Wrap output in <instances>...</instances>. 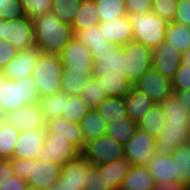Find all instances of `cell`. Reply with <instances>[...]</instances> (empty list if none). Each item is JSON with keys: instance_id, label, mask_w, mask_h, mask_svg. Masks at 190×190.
Segmentation results:
<instances>
[{"instance_id": "cell-13", "label": "cell", "mask_w": 190, "mask_h": 190, "mask_svg": "<svg viewBox=\"0 0 190 190\" xmlns=\"http://www.w3.org/2000/svg\"><path fill=\"white\" fill-rule=\"evenodd\" d=\"M133 87L146 94L155 104H161L173 93L171 80L153 67H151Z\"/></svg>"}, {"instance_id": "cell-26", "label": "cell", "mask_w": 190, "mask_h": 190, "mask_svg": "<svg viewBox=\"0 0 190 190\" xmlns=\"http://www.w3.org/2000/svg\"><path fill=\"white\" fill-rule=\"evenodd\" d=\"M63 73L61 79V92L69 96H80V93L94 77L93 69H86V72Z\"/></svg>"}, {"instance_id": "cell-47", "label": "cell", "mask_w": 190, "mask_h": 190, "mask_svg": "<svg viewBox=\"0 0 190 190\" xmlns=\"http://www.w3.org/2000/svg\"><path fill=\"white\" fill-rule=\"evenodd\" d=\"M172 90L190 89V67L182 65L171 79Z\"/></svg>"}, {"instance_id": "cell-55", "label": "cell", "mask_w": 190, "mask_h": 190, "mask_svg": "<svg viewBox=\"0 0 190 190\" xmlns=\"http://www.w3.org/2000/svg\"><path fill=\"white\" fill-rule=\"evenodd\" d=\"M181 64L190 67V47L182 53Z\"/></svg>"}, {"instance_id": "cell-23", "label": "cell", "mask_w": 190, "mask_h": 190, "mask_svg": "<svg viewBox=\"0 0 190 190\" xmlns=\"http://www.w3.org/2000/svg\"><path fill=\"white\" fill-rule=\"evenodd\" d=\"M155 184L147 166L132 165L119 190H152Z\"/></svg>"}, {"instance_id": "cell-6", "label": "cell", "mask_w": 190, "mask_h": 190, "mask_svg": "<svg viewBox=\"0 0 190 190\" xmlns=\"http://www.w3.org/2000/svg\"><path fill=\"white\" fill-rule=\"evenodd\" d=\"M0 39L10 42L18 51L36 47L33 19H0Z\"/></svg>"}, {"instance_id": "cell-43", "label": "cell", "mask_w": 190, "mask_h": 190, "mask_svg": "<svg viewBox=\"0 0 190 190\" xmlns=\"http://www.w3.org/2000/svg\"><path fill=\"white\" fill-rule=\"evenodd\" d=\"M23 6L25 15L35 18L52 11V0H19Z\"/></svg>"}, {"instance_id": "cell-57", "label": "cell", "mask_w": 190, "mask_h": 190, "mask_svg": "<svg viewBox=\"0 0 190 190\" xmlns=\"http://www.w3.org/2000/svg\"><path fill=\"white\" fill-rule=\"evenodd\" d=\"M26 190H41V189L28 185Z\"/></svg>"}, {"instance_id": "cell-10", "label": "cell", "mask_w": 190, "mask_h": 190, "mask_svg": "<svg viewBox=\"0 0 190 190\" xmlns=\"http://www.w3.org/2000/svg\"><path fill=\"white\" fill-rule=\"evenodd\" d=\"M93 167L82 155L61 166V173L56 184L47 190H85L86 173Z\"/></svg>"}, {"instance_id": "cell-38", "label": "cell", "mask_w": 190, "mask_h": 190, "mask_svg": "<svg viewBox=\"0 0 190 190\" xmlns=\"http://www.w3.org/2000/svg\"><path fill=\"white\" fill-rule=\"evenodd\" d=\"M43 111L45 121L62 117L65 107V93L58 92L49 96L41 97L38 102Z\"/></svg>"}, {"instance_id": "cell-16", "label": "cell", "mask_w": 190, "mask_h": 190, "mask_svg": "<svg viewBox=\"0 0 190 190\" xmlns=\"http://www.w3.org/2000/svg\"><path fill=\"white\" fill-rule=\"evenodd\" d=\"M182 52L163 41L152 51V67L171 80L181 66Z\"/></svg>"}, {"instance_id": "cell-58", "label": "cell", "mask_w": 190, "mask_h": 190, "mask_svg": "<svg viewBox=\"0 0 190 190\" xmlns=\"http://www.w3.org/2000/svg\"><path fill=\"white\" fill-rule=\"evenodd\" d=\"M188 142L190 143V120L188 122Z\"/></svg>"}, {"instance_id": "cell-48", "label": "cell", "mask_w": 190, "mask_h": 190, "mask_svg": "<svg viewBox=\"0 0 190 190\" xmlns=\"http://www.w3.org/2000/svg\"><path fill=\"white\" fill-rule=\"evenodd\" d=\"M173 22L190 27V0H178Z\"/></svg>"}, {"instance_id": "cell-53", "label": "cell", "mask_w": 190, "mask_h": 190, "mask_svg": "<svg viewBox=\"0 0 190 190\" xmlns=\"http://www.w3.org/2000/svg\"><path fill=\"white\" fill-rule=\"evenodd\" d=\"M152 190H189V186L181 181L172 183H156Z\"/></svg>"}, {"instance_id": "cell-2", "label": "cell", "mask_w": 190, "mask_h": 190, "mask_svg": "<svg viewBox=\"0 0 190 190\" xmlns=\"http://www.w3.org/2000/svg\"><path fill=\"white\" fill-rule=\"evenodd\" d=\"M40 94L31 76L17 80H1L0 112L20 109L27 104H38Z\"/></svg>"}, {"instance_id": "cell-17", "label": "cell", "mask_w": 190, "mask_h": 190, "mask_svg": "<svg viewBox=\"0 0 190 190\" xmlns=\"http://www.w3.org/2000/svg\"><path fill=\"white\" fill-rule=\"evenodd\" d=\"M188 142V123L166 124L156 136V153L172 154L181 145Z\"/></svg>"}, {"instance_id": "cell-27", "label": "cell", "mask_w": 190, "mask_h": 190, "mask_svg": "<svg viewBox=\"0 0 190 190\" xmlns=\"http://www.w3.org/2000/svg\"><path fill=\"white\" fill-rule=\"evenodd\" d=\"M84 143L103 137L106 134L107 123L97 112L91 108L80 122Z\"/></svg>"}, {"instance_id": "cell-37", "label": "cell", "mask_w": 190, "mask_h": 190, "mask_svg": "<svg viewBox=\"0 0 190 190\" xmlns=\"http://www.w3.org/2000/svg\"><path fill=\"white\" fill-rule=\"evenodd\" d=\"M100 22L117 20L126 15L124 0H95Z\"/></svg>"}, {"instance_id": "cell-29", "label": "cell", "mask_w": 190, "mask_h": 190, "mask_svg": "<svg viewBox=\"0 0 190 190\" xmlns=\"http://www.w3.org/2000/svg\"><path fill=\"white\" fill-rule=\"evenodd\" d=\"M95 109L107 124L128 116L125 97H106Z\"/></svg>"}, {"instance_id": "cell-15", "label": "cell", "mask_w": 190, "mask_h": 190, "mask_svg": "<svg viewBox=\"0 0 190 190\" xmlns=\"http://www.w3.org/2000/svg\"><path fill=\"white\" fill-rule=\"evenodd\" d=\"M3 119L19 132L46 129V121L39 104H27L20 109L9 111L3 115Z\"/></svg>"}, {"instance_id": "cell-28", "label": "cell", "mask_w": 190, "mask_h": 190, "mask_svg": "<svg viewBox=\"0 0 190 190\" xmlns=\"http://www.w3.org/2000/svg\"><path fill=\"white\" fill-rule=\"evenodd\" d=\"M100 23L95 0H82L71 24L74 34Z\"/></svg>"}, {"instance_id": "cell-32", "label": "cell", "mask_w": 190, "mask_h": 190, "mask_svg": "<svg viewBox=\"0 0 190 190\" xmlns=\"http://www.w3.org/2000/svg\"><path fill=\"white\" fill-rule=\"evenodd\" d=\"M166 125L164 111L160 104L154 106L146 113L143 119L137 122V129L147 132L156 138Z\"/></svg>"}, {"instance_id": "cell-49", "label": "cell", "mask_w": 190, "mask_h": 190, "mask_svg": "<svg viewBox=\"0 0 190 190\" xmlns=\"http://www.w3.org/2000/svg\"><path fill=\"white\" fill-rule=\"evenodd\" d=\"M126 15L135 13H147L152 10L153 0H124Z\"/></svg>"}, {"instance_id": "cell-40", "label": "cell", "mask_w": 190, "mask_h": 190, "mask_svg": "<svg viewBox=\"0 0 190 190\" xmlns=\"http://www.w3.org/2000/svg\"><path fill=\"white\" fill-rule=\"evenodd\" d=\"M171 155L177 167V181L187 184L190 177V143L181 145Z\"/></svg>"}, {"instance_id": "cell-25", "label": "cell", "mask_w": 190, "mask_h": 190, "mask_svg": "<svg viewBox=\"0 0 190 190\" xmlns=\"http://www.w3.org/2000/svg\"><path fill=\"white\" fill-rule=\"evenodd\" d=\"M96 167L99 169L101 175L104 176L107 183H110V187L114 190H119L123 179L131 169L132 164L128 159L123 158L121 160Z\"/></svg>"}, {"instance_id": "cell-30", "label": "cell", "mask_w": 190, "mask_h": 190, "mask_svg": "<svg viewBox=\"0 0 190 190\" xmlns=\"http://www.w3.org/2000/svg\"><path fill=\"white\" fill-rule=\"evenodd\" d=\"M136 130L137 123L127 116L108 123L105 135L125 145L133 137Z\"/></svg>"}, {"instance_id": "cell-18", "label": "cell", "mask_w": 190, "mask_h": 190, "mask_svg": "<svg viewBox=\"0 0 190 190\" xmlns=\"http://www.w3.org/2000/svg\"><path fill=\"white\" fill-rule=\"evenodd\" d=\"M40 53L41 51L37 47L18 51L16 57L3 68L2 72L9 80L31 76Z\"/></svg>"}, {"instance_id": "cell-54", "label": "cell", "mask_w": 190, "mask_h": 190, "mask_svg": "<svg viewBox=\"0 0 190 190\" xmlns=\"http://www.w3.org/2000/svg\"><path fill=\"white\" fill-rule=\"evenodd\" d=\"M177 99L182 103L185 109L190 113V89L188 90H173Z\"/></svg>"}, {"instance_id": "cell-36", "label": "cell", "mask_w": 190, "mask_h": 190, "mask_svg": "<svg viewBox=\"0 0 190 190\" xmlns=\"http://www.w3.org/2000/svg\"><path fill=\"white\" fill-rule=\"evenodd\" d=\"M18 137L19 131L3 119L0 125V159H13Z\"/></svg>"}, {"instance_id": "cell-44", "label": "cell", "mask_w": 190, "mask_h": 190, "mask_svg": "<svg viewBox=\"0 0 190 190\" xmlns=\"http://www.w3.org/2000/svg\"><path fill=\"white\" fill-rule=\"evenodd\" d=\"M177 2L178 0H153L151 11L170 23L174 20Z\"/></svg>"}, {"instance_id": "cell-9", "label": "cell", "mask_w": 190, "mask_h": 190, "mask_svg": "<svg viewBox=\"0 0 190 190\" xmlns=\"http://www.w3.org/2000/svg\"><path fill=\"white\" fill-rule=\"evenodd\" d=\"M123 48L126 76L134 85L152 67L153 50L134 40L123 45Z\"/></svg>"}, {"instance_id": "cell-1", "label": "cell", "mask_w": 190, "mask_h": 190, "mask_svg": "<svg viewBox=\"0 0 190 190\" xmlns=\"http://www.w3.org/2000/svg\"><path fill=\"white\" fill-rule=\"evenodd\" d=\"M33 23L36 47L41 53L59 55L74 37L72 26L52 12L33 18Z\"/></svg>"}, {"instance_id": "cell-33", "label": "cell", "mask_w": 190, "mask_h": 190, "mask_svg": "<svg viewBox=\"0 0 190 190\" xmlns=\"http://www.w3.org/2000/svg\"><path fill=\"white\" fill-rule=\"evenodd\" d=\"M160 105L164 111L166 124L189 122L190 113L185 109L174 93L168 96Z\"/></svg>"}, {"instance_id": "cell-31", "label": "cell", "mask_w": 190, "mask_h": 190, "mask_svg": "<svg viewBox=\"0 0 190 190\" xmlns=\"http://www.w3.org/2000/svg\"><path fill=\"white\" fill-rule=\"evenodd\" d=\"M98 78L101 82L100 86L105 90L107 97H126L133 87L128 77L121 73L113 75L103 74Z\"/></svg>"}, {"instance_id": "cell-56", "label": "cell", "mask_w": 190, "mask_h": 190, "mask_svg": "<svg viewBox=\"0 0 190 190\" xmlns=\"http://www.w3.org/2000/svg\"><path fill=\"white\" fill-rule=\"evenodd\" d=\"M1 80H8V78L5 76V74L0 71V88H1Z\"/></svg>"}, {"instance_id": "cell-60", "label": "cell", "mask_w": 190, "mask_h": 190, "mask_svg": "<svg viewBox=\"0 0 190 190\" xmlns=\"http://www.w3.org/2000/svg\"><path fill=\"white\" fill-rule=\"evenodd\" d=\"M187 185L190 187V177H189V182L187 183Z\"/></svg>"}, {"instance_id": "cell-4", "label": "cell", "mask_w": 190, "mask_h": 190, "mask_svg": "<svg viewBox=\"0 0 190 190\" xmlns=\"http://www.w3.org/2000/svg\"><path fill=\"white\" fill-rule=\"evenodd\" d=\"M63 64L57 54L40 53L31 77L37 85L40 98L61 91Z\"/></svg>"}, {"instance_id": "cell-41", "label": "cell", "mask_w": 190, "mask_h": 190, "mask_svg": "<svg viewBox=\"0 0 190 190\" xmlns=\"http://www.w3.org/2000/svg\"><path fill=\"white\" fill-rule=\"evenodd\" d=\"M82 0H52V13L63 23L71 25Z\"/></svg>"}, {"instance_id": "cell-42", "label": "cell", "mask_w": 190, "mask_h": 190, "mask_svg": "<svg viewBox=\"0 0 190 190\" xmlns=\"http://www.w3.org/2000/svg\"><path fill=\"white\" fill-rule=\"evenodd\" d=\"M100 85L101 82L99 78L93 77L90 83L80 93V97H82L84 102L91 108H95L107 97L105 90Z\"/></svg>"}, {"instance_id": "cell-59", "label": "cell", "mask_w": 190, "mask_h": 190, "mask_svg": "<svg viewBox=\"0 0 190 190\" xmlns=\"http://www.w3.org/2000/svg\"><path fill=\"white\" fill-rule=\"evenodd\" d=\"M3 120V116H0V125H1V121Z\"/></svg>"}, {"instance_id": "cell-21", "label": "cell", "mask_w": 190, "mask_h": 190, "mask_svg": "<svg viewBox=\"0 0 190 190\" xmlns=\"http://www.w3.org/2000/svg\"><path fill=\"white\" fill-rule=\"evenodd\" d=\"M156 183H172L177 181V167L171 154L156 153L146 165Z\"/></svg>"}, {"instance_id": "cell-39", "label": "cell", "mask_w": 190, "mask_h": 190, "mask_svg": "<svg viewBox=\"0 0 190 190\" xmlns=\"http://www.w3.org/2000/svg\"><path fill=\"white\" fill-rule=\"evenodd\" d=\"M91 109L80 96H69L65 94V107L62 117L70 122L80 124L81 120Z\"/></svg>"}, {"instance_id": "cell-34", "label": "cell", "mask_w": 190, "mask_h": 190, "mask_svg": "<svg viewBox=\"0 0 190 190\" xmlns=\"http://www.w3.org/2000/svg\"><path fill=\"white\" fill-rule=\"evenodd\" d=\"M74 36L87 46L90 52H102L112 45L105 40L99 24L93 25L86 30L77 31Z\"/></svg>"}, {"instance_id": "cell-8", "label": "cell", "mask_w": 190, "mask_h": 190, "mask_svg": "<svg viewBox=\"0 0 190 190\" xmlns=\"http://www.w3.org/2000/svg\"><path fill=\"white\" fill-rule=\"evenodd\" d=\"M81 155V151L74 146L68 138L57 136L46 131L44 145L38 154V161L55 162L60 166H65Z\"/></svg>"}, {"instance_id": "cell-50", "label": "cell", "mask_w": 190, "mask_h": 190, "mask_svg": "<svg viewBox=\"0 0 190 190\" xmlns=\"http://www.w3.org/2000/svg\"><path fill=\"white\" fill-rule=\"evenodd\" d=\"M18 50L8 41L0 39V71L16 57Z\"/></svg>"}, {"instance_id": "cell-52", "label": "cell", "mask_w": 190, "mask_h": 190, "mask_svg": "<svg viewBox=\"0 0 190 190\" xmlns=\"http://www.w3.org/2000/svg\"><path fill=\"white\" fill-rule=\"evenodd\" d=\"M27 181L19 176L13 177L8 183L0 187V190H26Z\"/></svg>"}, {"instance_id": "cell-51", "label": "cell", "mask_w": 190, "mask_h": 190, "mask_svg": "<svg viewBox=\"0 0 190 190\" xmlns=\"http://www.w3.org/2000/svg\"><path fill=\"white\" fill-rule=\"evenodd\" d=\"M15 176L16 173L12 168L11 159H0V187L8 183Z\"/></svg>"}, {"instance_id": "cell-19", "label": "cell", "mask_w": 190, "mask_h": 190, "mask_svg": "<svg viewBox=\"0 0 190 190\" xmlns=\"http://www.w3.org/2000/svg\"><path fill=\"white\" fill-rule=\"evenodd\" d=\"M45 135L46 129L19 132L13 159L37 160L38 154L44 145Z\"/></svg>"}, {"instance_id": "cell-46", "label": "cell", "mask_w": 190, "mask_h": 190, "mask_svg": "<svg viewBox=\"0 0 190 190\" xmlns=\"http://www.w3.org/2000/svg\"><path fill=\"white\" fill-rule=\"evenodd\" d=\"M85 183V190H114L110 187V183H107L106 179L101 175L99 169L96 166H93L86 173Z\"/></svg>"}, {"instance_id": "cell-7", "label": "cell", "mask_w": 190, "mask_h": 190, "mask_svg": "<svg viewBox=\"0 0 190 190\" xmlns=\"http://www.w3.org/2000/svg\"><path fill=\"white\" fill-rule=\"evenodd\" d=\"M81 155L93 166L125 158L124 145L106 135L85 143Z\"/></svg>"}, {"instance_id": "cell-22", "label": "cell", "mask_w": 190, "mask_h": 190, "mask_svg": "<svg viewBox=\"0 0 190 190\" xmlns=\"http://www.w3.org/2000/svg\"><path fill=\"white\" fill-rule=\"evenodd\" d=\"M46 131L57 136H63L76 146L80 151L84 149V137L80 125L70 122L64 117H55L46 122Z\"/></svg>"}, {"instance_id": "cell-20", "label": "cell", "mask_w": 190, "mask_h": 190, "mask_svg": "<svg viewBox=\"0 0 190 190\" xmlns=\"http://www.w3.org/2000/svg\"><path fill=\"white\" fill-rule=\"evenodd\" d=\"M99 28L105 40L113 45L123 46L133 41L132 25L127 15L117 20L100 22Z\"/></svg>"}, {"instance_id": "cell-3", "label": "cell", "mask_w": 190, "mask_h": 190, "mask_svg": "<svg viewBox=\"0 0 190 190\" xmlns=\"http://www.w3.org/2000/svg\"><path fill=\"white\" fill-rule=\"evenodd\" d=\"M11 165L16 176L26 180L28 185L41 190H47L52 184H56L61 173V166L53 161L11 159Z\"/></svg>"}, {"instance_id": "cell-5", "label": "cell", "mask_w": 190, "mask_h": 190, "mask_svg": "<svg viewBox=\"0 0 190 190\" xmlns=\"http://www.w3.org/2000/svg\"><path fill=\"white\" fill-rule=\"evenodd\" d=\"M127 16L132 25L134 41L142 43L145 47L152 50L165 41L168 22L161 19L152 11Z\"/></svg>"}, {"instance_id": "cell-11", "label": "cell", "mask_w": 190, "mask_h": 190, "mask_svg": "<svg viewBox=\"0 0 190 190\" xmlns=\"http://www.w3.org/2000/svg\"><path fill=\"white\" fill-rule=\"evenodd\" d=\"M93 60V75L100 77L103 74L113 75L121 73L126 75L125 52L121 45H111L102 52H90Z\"/></svg>"}, {"instance_id": "cell-45", "label": "cell", "mask_w": 190, "mask_h": 190, "mask_svg": "<svg viewBox=\"0 0 190 190\" xmlns=\"http://www.w3.org/2000/svg\"><path fill=\"white\" fill-rule=\"evenodd\" d=\"M25 15L19 0H0V19L14 20Z\"/></svg>"}, {"instance_id": "cell-24", "label": "cell", "mask_w": 190, "mask_h": 190, "mask_svg": "<svg viewBox=\"0 0 190 190\" xmlns=\"http://www.w3.org/2000/svg\"><path fill=\"white\" fill-rule=\"evenodd\" d=\"M128 116L136 123L144 118L146 113L154 106V101L143 92L132 87L125 97Z\"/></svg>"}, {"instance_id": "cell-14", "label": "cell", "mask_w": 190, "mask_h": 190, "mask_svg": "<svg viewBox=\"0 0 190 190\" xmlns=\"http://www.w3.org/2000/svg\"><path fill=\"white\" fill-rule=\"evenodd\" d=\"M59 56L63 64V72H86V69H93L89 48L75 36Z\"/></svg>"}, {"instance_id": "cell-12", "label": "cell", "mask_w": 190, "mask_h": 190, "mask_svg": "<svg viewBox=\"0 0 190 190\" xmlns=\"http://www.w3.org/2000/svg\"><path fill=\"white\" fill-rule=\"evenodd\" d=\"M125 158L132 165L146 166L156 154V138L137 129L133 137L124 145Z\"/></svg>"}, {"instance_id": "cell-35", "label": "cell", "mask_w": 190, "mask_h": 190, "mask_svg": "<svg viewBox=\"0 0 190 190\" xmlns=\"http://www.w3.org/2000/svg\"><path fill=\"white\" fill-rule=\"evenodd\" d=\"M165 41L170 42L180 52H185L190 47V27L173 21L168 23Z\"/></svg>"}]
</instances>
